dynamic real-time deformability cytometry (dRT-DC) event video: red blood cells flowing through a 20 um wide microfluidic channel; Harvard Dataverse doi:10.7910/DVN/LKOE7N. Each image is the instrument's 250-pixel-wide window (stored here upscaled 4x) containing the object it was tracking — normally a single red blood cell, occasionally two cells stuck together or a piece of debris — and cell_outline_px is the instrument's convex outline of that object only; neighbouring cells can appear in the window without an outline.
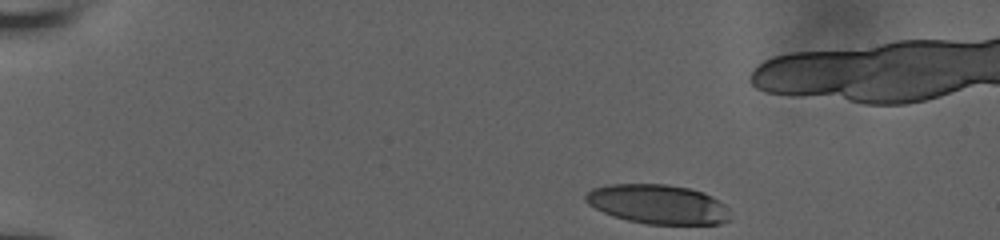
{"species": "human", "species_latin": "Homo sapiens", "temperature_condition": "room temperature", "stored_images_in_passage": 40, "camera_frame_rate_fps": 3000, "um_per_image_px": 0.085, "donor": {"sex": "male"}, "frame": {"image": 1, "passage_image": 1, "time_ms": 0.0, "image_size_px": [1000, 240], "cell_outline_px": [[732, 220], [720, 224], [644, 224], [612, 216], [588, 204], [584, 200], [584, 196], [592, 188], [608, 184], [668, 184], [688, 188], [704, 192], [712, 196], [724, 204], [728, 208]], "centroid_in_image_um": [55.94, 17.36], "position_along_channel_um": 29.1, "area_um2": 33.47}}
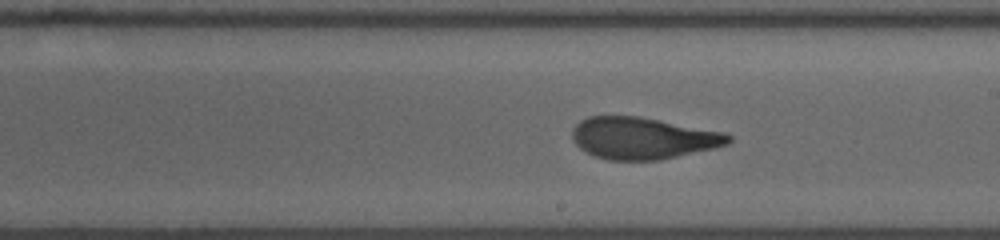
{"frame": {"image": 2, "passage_image": 25, "time_ms": 8.0, "image_size_px": [1000, 240], "cell_outline_px": [[732, 140], [728, 144], [716, 148], [660, 160], [608, 160], [592, 156], [580, 148], [572, 140], [572, 128], [580, 120], [588, 116], [636, 116], [724, 132], [732, 136]], "centroid_in_image_um": [54.62, 11.75], "position_along_channel_um": 234.4, "area_um2": 38.15}}
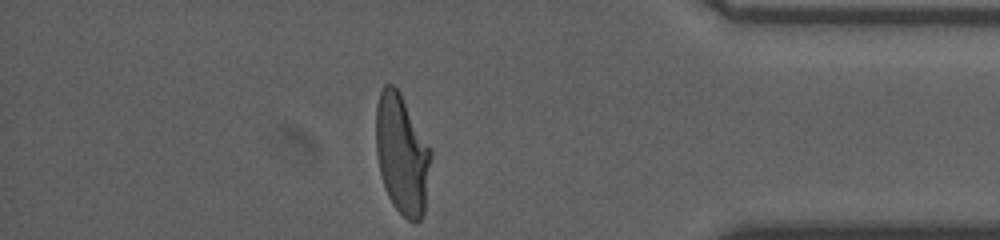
{"frame": {"image": 3, "passage_image": 40, "time_ms": 13.0, "image_size_px": [1000, 240], "cell_outline_px": [[432, 156], [424, 212], [420, 220], [416, 224], [408, 220], [392, 204], [384, 188], [380, 172], [376, 152], [376, 104], [380, 92], [384, 84], [392, 84], [400, 92], [432, 148]], "centroid_in_image_um": [34.18, 13.11], "position_along_channel_um": 401.0, "area_um2": 38.78}, "authors_computed_cell_mechanics": {"area_um2": 38.148, "velocity_mm_per_s": 3.8351, "shape_relaxation_time_tau1_ms": 5.7758, "shape_relaxation_time_tau2_ms": 1.0506, "deformation_change_tau1": 0.2228, "deformation_change_tau2": 0.0903}}